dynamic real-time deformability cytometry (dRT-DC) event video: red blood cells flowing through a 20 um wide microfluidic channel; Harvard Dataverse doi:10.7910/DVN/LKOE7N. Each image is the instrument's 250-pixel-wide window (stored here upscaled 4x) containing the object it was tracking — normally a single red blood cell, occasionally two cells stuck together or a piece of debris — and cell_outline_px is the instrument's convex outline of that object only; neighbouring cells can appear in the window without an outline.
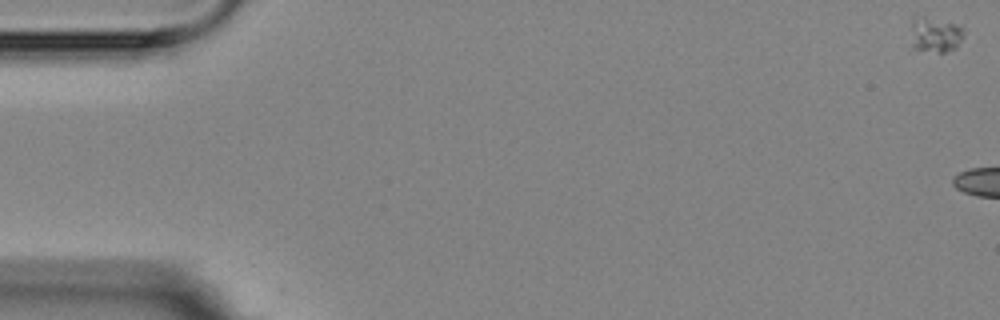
{"species": "Egyptian fruit bat (a non-hibernating species)", "species_latin": "Rousettus aegyptiacus", "temperature_condition": "room temperature", "stored_images_in_passage": 6, "camera_frame_rate_fps": 3000, "um_per_image_px": 0.085, "animal": {"sex": "female"}, "frame": {"image": 1, "passage_image": 1, "time_ms": 0.0, "image_size_px": [1000, 320], "cell_outline_px": [[964, 36], [956, 48], [944, 52], [916, 52], [912, 48], [912, 16], [960, 24], [964, 28]], "centroid_in_image_um": [79.5, 3.0], "position_along_channel_um": 5.5, "area_um2": 11.04}}
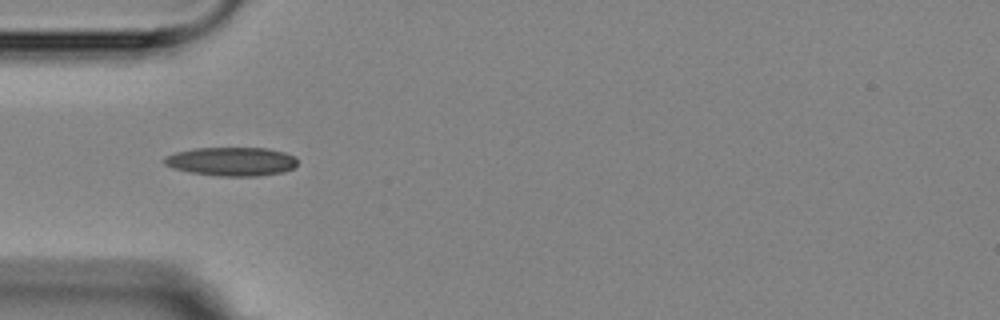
{"frame": {"image": 2, "passage_image": 6, "time_ms": 6.667, "image_size_px": [1000, 320], "cell_outline_px": [[296, 164], [292, 168], [284, 172], [256, 176], [220, 176], [192, 172], [172, 168], [164, 164], [164, 156], [176, 152], [192, 148], [268, 148], [284, 152], [296, 156]], "centroid_in_image_um": [19.68, 13.72], "position_along_channel_um": 65.3, "area_um2": 22.31}}